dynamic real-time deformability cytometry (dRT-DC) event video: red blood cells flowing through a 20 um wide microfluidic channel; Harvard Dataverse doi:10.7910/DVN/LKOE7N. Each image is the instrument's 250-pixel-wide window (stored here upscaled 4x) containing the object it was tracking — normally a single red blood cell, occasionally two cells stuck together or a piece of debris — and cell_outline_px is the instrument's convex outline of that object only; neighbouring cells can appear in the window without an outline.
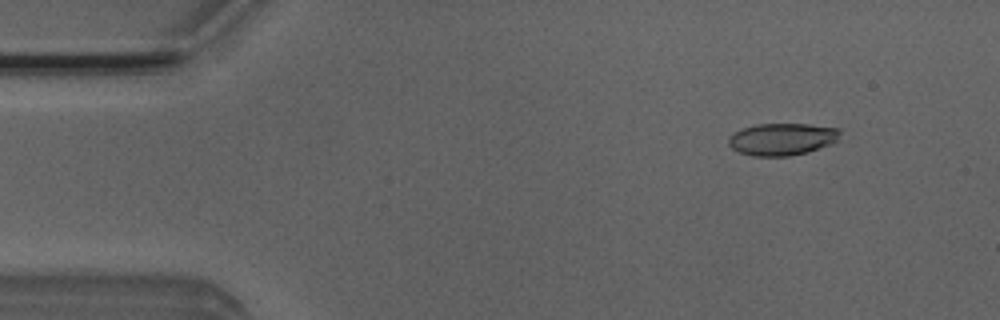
{"species": "Egyptian fruit bat (a non-hibernating species)", "species_latin": "Rousettus aegyptiacus", "temperature_condition": "room temperature", "stored_images_in_passage": 51, "camera_frame_rate_fps": 3000, "um_per_image_px": 0.085, "animal": {"sex": "male"}, "frame": {"image": 1, "passage_image": 6, "time_ms": 1.667, "image_size_px": [1000, 320], "cell_outline_px": [[840, 132], [836, 140], [832, 144], [808, 152], [788, 156], [752, 156], [740, 152], [732, 148], [728, 144], [728, 136], [744, 128], [756, 124], [808, 124], [840, 128]], "centroid_in_image_um": [66.48, 11.83], "position_along_channel_um": 18.5, "area_um2": 20.87}}
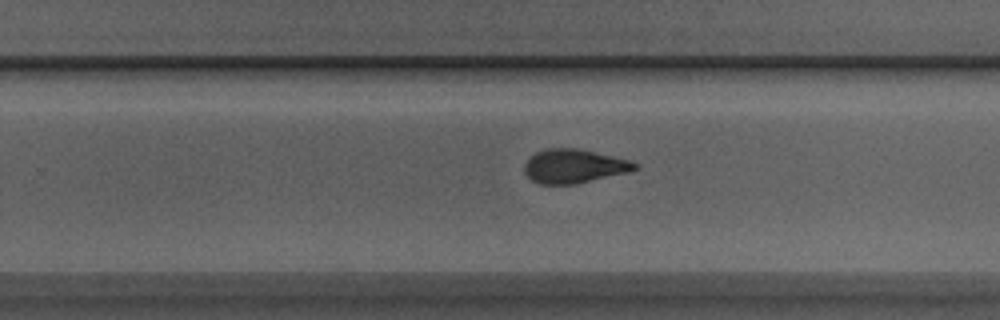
{"frame": {"image": 2, "passage_image": 32, "time_ms": 10.333, "image_size_px": [1000, 320], "cell_outline_px": [[640, 168], [628, 172], [576, 184], [540, 184], [532, 180], [524, 172], [524, 164], [536, 152], [548, 148], [576, 148], [632, 160], [640, 164]], "centroid_in_image_um": [48.83, 14.12], "position_along_channel_um": 281.0, "area_um2": 21.85}}
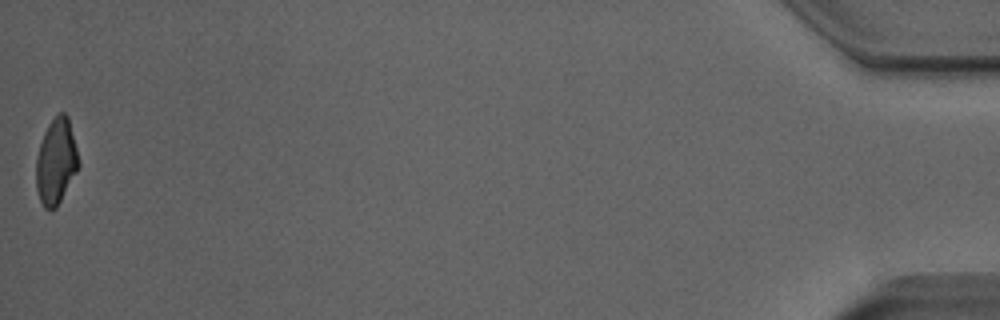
{"frame": {"image": 3, "passage_image": 51, "time_ms": 16.667, "image_size_px": [1000, 320], "cell_outline_px": [[80, 164], [76, 172], [56, 208], [52, 212], [44, 208], [40, 200], [36, 188], [36, 156], [44, 132], [48, 124], [60, 112], [64, 112], [68, 116], [80, 160]], "centroid_in_image_um": [4.77, 13.74], "position_along_channel_um": 430.4, "area_um2": 21.27}, "authors_computed_cell_mechanics": {"area_um2": 21.9062, "velocity_mm_per_s": 4.0208, "shape_relaxation_time_tau1_ms": 5.595, "shape_relaxation_time_tau2_ms": 1.861, "deformation_change_tau1": 0.164, "deformation_change_tau2": 0.0879}}